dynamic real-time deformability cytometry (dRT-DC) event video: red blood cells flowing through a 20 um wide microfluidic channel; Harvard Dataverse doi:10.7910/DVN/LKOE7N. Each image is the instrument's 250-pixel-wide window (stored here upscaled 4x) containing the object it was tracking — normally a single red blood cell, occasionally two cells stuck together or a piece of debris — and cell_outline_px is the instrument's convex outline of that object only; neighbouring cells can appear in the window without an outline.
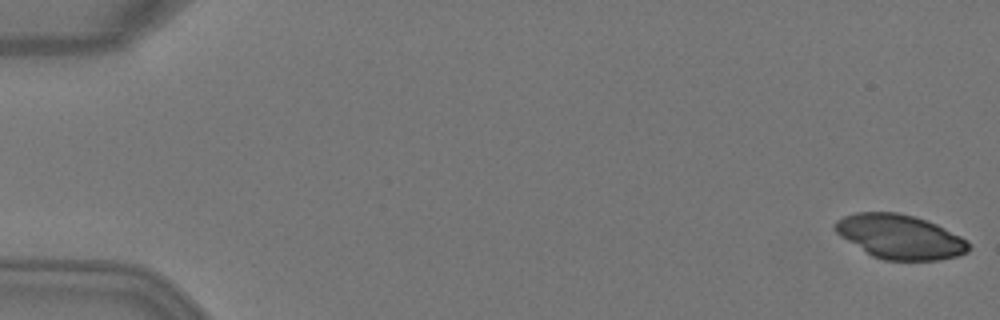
{"species": "Egyptian fruit bat (a non-hibernating species)", "species_latin": "Rousettus aegyptiacus", "temperature_condition": "warm", "stored_images_in_passage": 5, "camera_frame_rate_fps": 3000, "um_per_image_px": 0.085, "animal": {"sex": "female"}, "frame": {"image": 1, "passage_image": 1, "time_ms": 0.0, "image_size_px": [1000, 320], "cell_outline_px": [[972, 248], [968, 252], [960, 256], [940, 260], [884, 260], [872, 256], [840, 236], [832, 228], [832, 224], [836, 220], [844, 216], [856, 212], [896, 212], [912, 216], [936, 224], [968, 240], [972, 244]], "centroid_in_image_um": [76.51, 20.13], "position_along_channel_um": 8.5, "area_um2": 34.68}}